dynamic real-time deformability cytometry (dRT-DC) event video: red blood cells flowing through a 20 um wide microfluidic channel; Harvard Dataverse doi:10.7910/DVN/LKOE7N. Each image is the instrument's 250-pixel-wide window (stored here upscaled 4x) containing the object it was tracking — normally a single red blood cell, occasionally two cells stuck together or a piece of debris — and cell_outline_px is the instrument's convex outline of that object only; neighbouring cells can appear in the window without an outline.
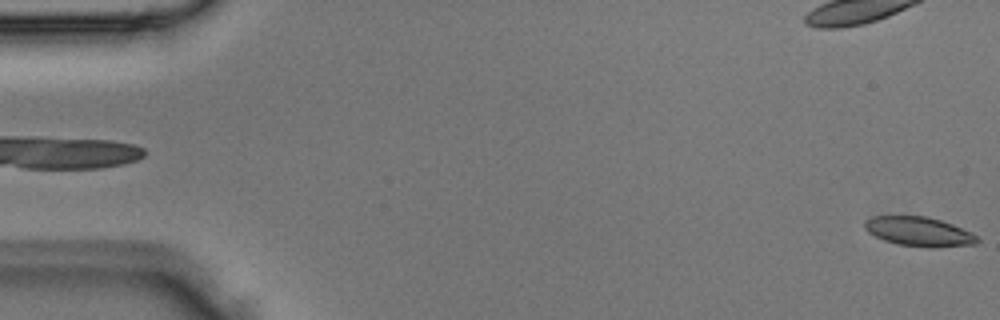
{"species": "Egyptian fruit bat (a non-hibernating species)", "species_latin": "Rousettus aegyptiacus", "temperature_condition": "room temperature", "stored_images_in_passage": 4, "segment_of_instrument_passage": [2, 2], "camera_frame_rate_fps": 3000, "um_per_image_px": 0.085, "animal": {"sex": "male"}, "frame": {"image": 1, "passage_image": 4, "time_ms": 1.0, "image_size_px": [1000, 320], "cell_outline_px": [[980, 240], [976, 244], [932, 248], [928, 248], [900, 244], [884, 240], [868, 232], [864, 228], [864, 220], [872, 216], [928, 216], [952, 224], [976, 236]], "centroid_in_image_um": [78.08, 19.68], "position_along_channel_um": 6.9, "area_um2": 19.13}}